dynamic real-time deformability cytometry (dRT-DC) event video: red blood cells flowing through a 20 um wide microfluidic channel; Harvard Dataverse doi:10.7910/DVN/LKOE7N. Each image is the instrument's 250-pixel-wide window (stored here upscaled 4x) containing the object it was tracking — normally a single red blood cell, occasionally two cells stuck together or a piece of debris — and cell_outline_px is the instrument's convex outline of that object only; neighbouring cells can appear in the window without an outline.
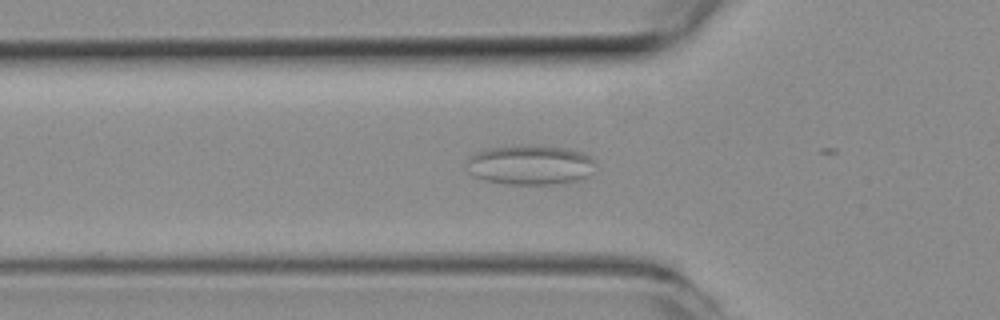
{"species": "common noctule bat (a hibernating species)", "species_latin": "Nyctalus noctula", "temperature_condition": "room temperature", "stored_images_in_passage": 17, "camera_frame_rate_fps": 3000, "um_per_image_px": 0.085, "animal": {"sex": "female", "body_mass_g": 19.3, "forearm_length_mm": 54.1}, "frame": {"image": 1, "passage_image": 12, "time_ms": 3.667, "image_size_px": [1000, 320], "cell_outline_px": [[596, 172], [580, 180], [552, 184], [504, 184], [484, 180], [472, 176], [468, 172], [468, 156], [476, 152], [488, 148], [572, 148], [592, 156], [596, 160]], "centroid_in_image_um": [45.14, 14.07], "position_along_channel_um": 80.7, "area_um2": 29.48}}